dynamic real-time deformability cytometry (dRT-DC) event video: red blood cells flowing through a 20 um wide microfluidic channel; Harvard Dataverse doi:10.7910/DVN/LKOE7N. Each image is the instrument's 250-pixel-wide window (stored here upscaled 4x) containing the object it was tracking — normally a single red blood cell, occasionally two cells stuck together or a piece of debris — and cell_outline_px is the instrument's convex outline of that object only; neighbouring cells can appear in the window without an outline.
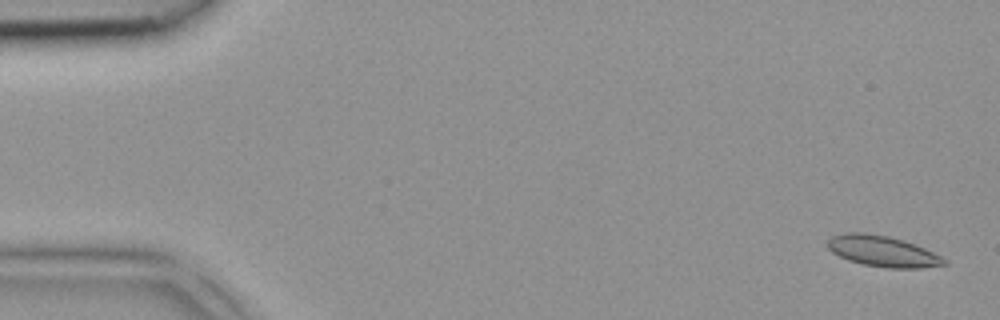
{"species": "common noctule bat (a hibernating species)", "species_latin": "Nyctalus noctula", "temperature_condition": "room temperature", "stored_images_in_passage": 4, "camera_frame_rate_fps": 3000, "um_per_image_px": 0.085, "animal": {"sex": "female", "body_mass_g": 18.4}, "frame": {"image": 1, "passage_image": 1, "time_ms": 0.0, "image_size_px": [1000, 320], "cell_outline_px": [[948, 264], [920, 268], [888, 268], [864, 264], [848, 260], [832, 252], [828, 248], [828, 240], [832, 236], [848, 232], [864, 232], [888, 236], [904, 240], [924, 248], [948, 260]], "centroid_in_image_um": [75.03, 21.35], "position_along_channel_um": 10.0, "area_um2": 20.87}}
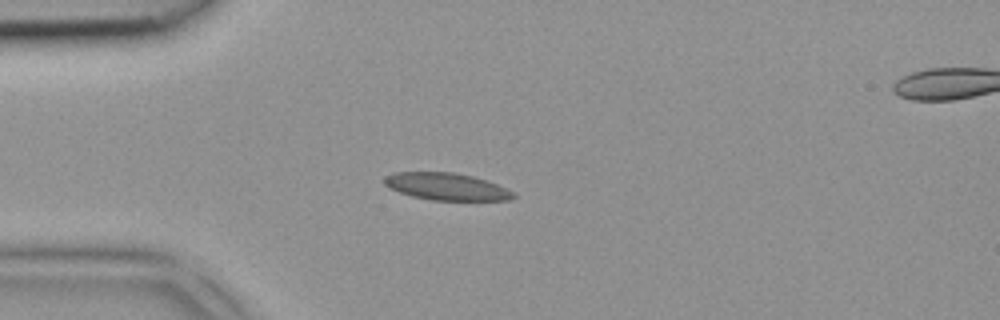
{"frame": {"image": 2, "passage_image": 4, "time_ms": 1.0, "image_size_px": [1000, 320], "cell_outline_px": [[516, 196], [508, 200], [432, 200], [412, 196], [400, 192], [384, 184], [384, 176], [392, 172], [456, 172], [488, 180], [516, 192]], "centroid_in_image_um": [37.98, 15.85], "position_along_channel_um": 47.0, "area_um2": 20.52}}